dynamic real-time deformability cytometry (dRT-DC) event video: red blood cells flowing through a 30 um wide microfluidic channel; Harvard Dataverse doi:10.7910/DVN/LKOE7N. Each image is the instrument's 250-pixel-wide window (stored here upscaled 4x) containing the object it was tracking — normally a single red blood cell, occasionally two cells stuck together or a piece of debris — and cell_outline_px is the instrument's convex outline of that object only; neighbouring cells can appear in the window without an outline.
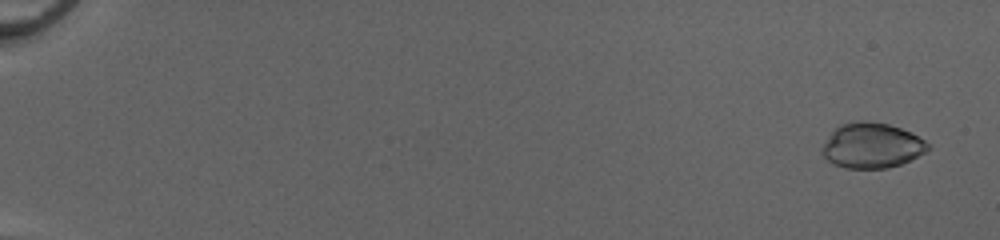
{"species": "common noctule bat (a hibernating species)", "species_latin": "Nyctalus noctula", "temperature_condition": "cold", "stored_images_in_passage": 53, "camera_frame_rate_fps": 3000, "um_per_image_px": 0.085, "animal": {"sex": "female", "body_mass_g": 20.0, "forearm_length_mm": 54.0}, "frame": {"image": 1, "passage_image": 3, "time_ms": 0.667, "image_size_px": [1000, 240], "cell_outline_px": [[932, 148], [900, 164], [888, 168], [844, 168], [832, 164], [820, 152], [824, 144], [832, 132], [840, 124], [856, 120], [868, 120], [888, 124], [912, 132], [924, 140]], "centroid_in_image_um": [74.09, 12.36], "position_along_channel_um": 10.9, "area_um2": 27.86}}
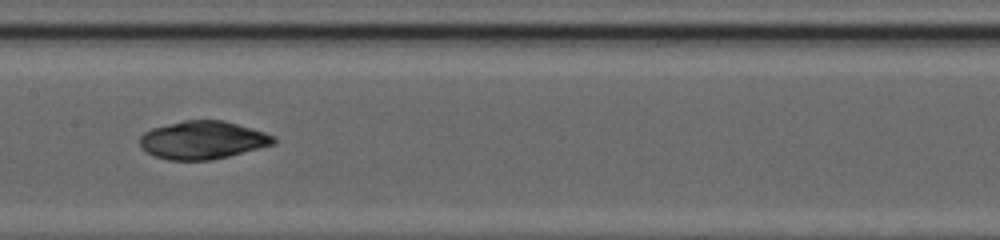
{"frame": {"image": 2, "passage_image": 30, "time_ms": 9.667, "image_size_px": [1000, 240], "cell_outline_px": [[276, 144], [212, 160], [168, 160], [152, 156], [140, 148], [140, 136], [144, 132], [152, 128], [184, 120], [224, 120], [264, 132], [276, 136]], "centroid_in_image_um": [17.21, 11.91], "position_along_channel_um": 190.2, "area_um2": 29.82}}
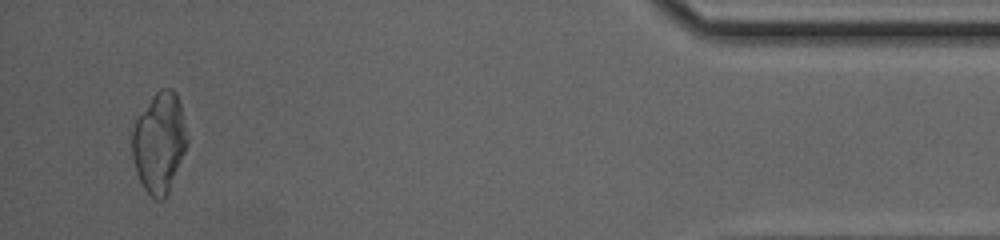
{"frame": {"image": 3, "passage_image": 51, "time_ms": 16.667, "image_size_px": [1000, 240], "cell_outline_px": [[188, 144], [168, 192], [164, 200], [156, 200], [144, 188], [136, 172], [132, 156], [132, 128], [136, 120], [152, 96], [160, 88], [172, 88], [176, 92], [180, 100], [188, 140]], "centroid_in_image_um": [13.55, 12.09], "position_along_channel_um": 421.7, "area_um2": 32.14}, "authors_computed_cell_mechanics": {"area_um2": 29.478, "velocity_mm_per_s": 4.1606, "shape_relaxation_time_tau1_ms": 9.3438, "shape_relaxation_time_tau2_ms": 1.6487, "deformation_change_tau1": 0.2304, "deformation_change_tau2": 0.0465}}